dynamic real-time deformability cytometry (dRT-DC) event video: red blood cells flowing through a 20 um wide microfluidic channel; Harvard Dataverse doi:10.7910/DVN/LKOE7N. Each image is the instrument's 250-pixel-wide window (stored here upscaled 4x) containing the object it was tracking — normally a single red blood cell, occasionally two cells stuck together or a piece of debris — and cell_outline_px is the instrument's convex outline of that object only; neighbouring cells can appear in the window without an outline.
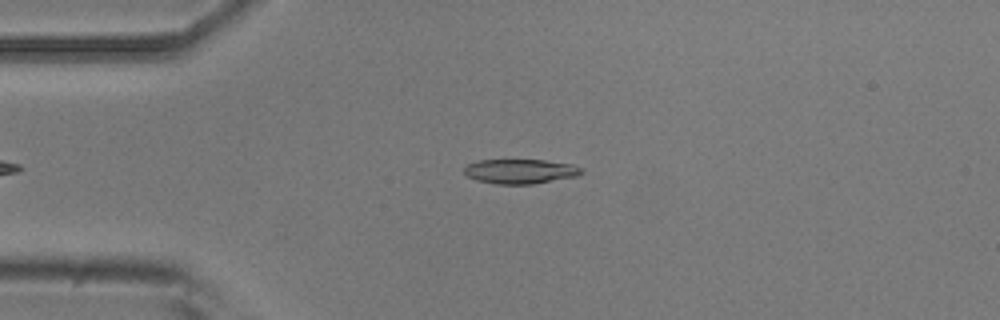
{"species": "common noctule bat (a hibernating species)", "species_latin": "Nyctalus noctula", "temperature_condition": "room temperature", "stored_images_in_passage": 3, "camera_frame_rate_fps": 3000, "um_per_image_px": 0.085, "animal": {"sex": "male", "body_mass_g": 20.5, "forearm_length_mm": 52.5}, "frame": {"image": 1, "passage_image": 3, "time_ms": 2.333, "image_size_px": [1000, 320], "cell_outline_px": [[584, 172], [576, 176], [532, 184], [496, 184], [476, 180], [468, 176], [464, 172], [464, 168], [468, 164], [476, 160], [544, 160], [572, 164], [584, 168]], "centroid_in_image_um": [44.23, 14.56], "position_along_channel_um": 40.8, "area_um2": 16.82}}